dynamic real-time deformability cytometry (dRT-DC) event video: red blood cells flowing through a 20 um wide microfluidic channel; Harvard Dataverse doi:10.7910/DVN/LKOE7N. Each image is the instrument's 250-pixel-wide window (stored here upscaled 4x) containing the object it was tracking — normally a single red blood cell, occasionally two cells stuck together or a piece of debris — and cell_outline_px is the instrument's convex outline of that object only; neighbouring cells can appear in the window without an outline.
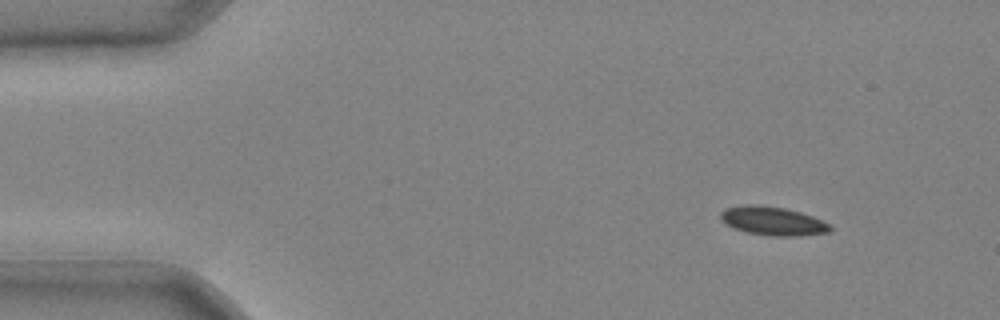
{"species": "common noctule bat (a hibernating species)", "species_latin": "Nyctalus noctula", "temperature_condition": "cold", "stored_images_in_passage": 38, "camera_frame_rate_fps": 3000, "um_per_image_px": 0.085, "animal": {"sex": "male", "body_mass_g": 20.4}, "frame": {"image": 1, "passage_image": 1, "time_ms": 0.0, "image_size_px": [1000, 320], "cell_outline_px": [[832, 228], [828, 232], [800, 236], [768, 236], [748, 232], [732, 228], [720, 220], [720, 212], [724, 208], [744, 204], [760, 204], [784, 208], [800, 212], [812, 216], [828, 224]], "centroid_in_image_um": [65.62, 18.77], "position_along_channel_um": 19.4, "area_um2": 18.44}}
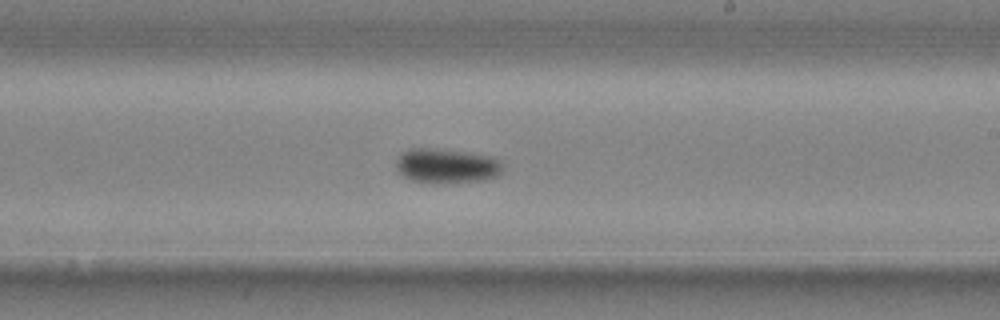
{"frame": {"image": 2, "passage_image": 22, "time_ms": 7.0, "image_size_px": [1000, 320], "cell_outline_px": [[500, 172], [496, 176], [480, 180], [444, 184], [412, 180], [400, 176], [396, 168], [396, 160], [400, 152], [408, 148], [428, 148], [464, 152], [488, 156], [496, 160], [500, 164]], "centroid_in_image_um": [37.83, 14.11], "position_along_channel_um": 251.2, "area_um2": 21.33}}
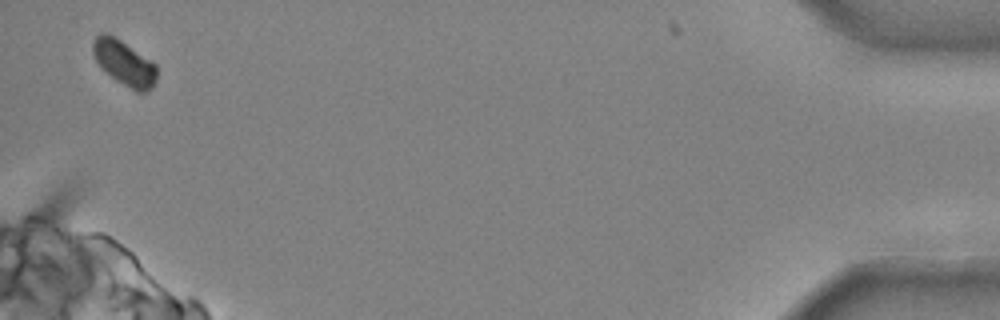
{"frame": {"image": 3, "passage_image": 38, "time_ms": 12.333, "image_size_px": [1000, 320], "cell_outline_px": [[156, 80], [152, 88], [148, 92], [136, 92], [116, 80], [96, 60], [92, 52], [92, 44], [96, 36], [100, 32], [108, 32], [152, 60], [156, 64]], "centroid_in_image_um": [10.59, 5.33], "position_along_channel_um": 424.6, "area_um2": 16.76}}